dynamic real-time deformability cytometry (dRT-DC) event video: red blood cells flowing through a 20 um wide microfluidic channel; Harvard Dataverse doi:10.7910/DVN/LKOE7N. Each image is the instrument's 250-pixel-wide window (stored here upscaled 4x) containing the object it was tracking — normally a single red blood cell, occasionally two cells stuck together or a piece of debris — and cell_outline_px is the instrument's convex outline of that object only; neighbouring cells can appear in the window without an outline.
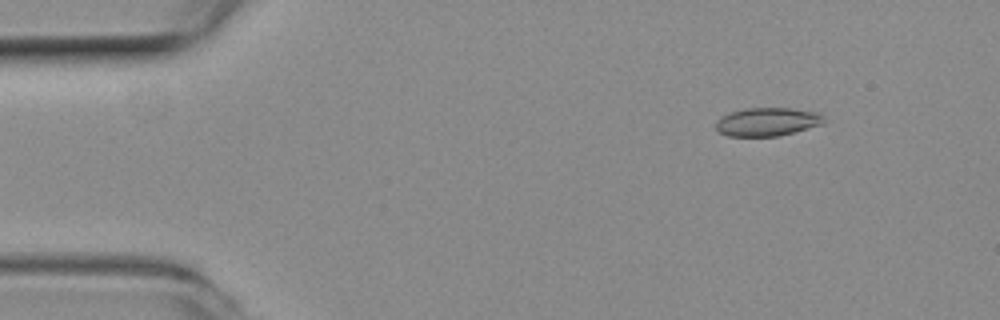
{"species": "common noctule bat (a hibernating species)", "species_latin": "Nyctalus noctula", "temperature_condition": "room temperature", "stored_images_in_passage": 52, "camera_frame_rate_fps": 3000, "um_per_image_px": 0.085, "animal": {"sex": "female", "body_mass_g": 19.3, "forearm_length_mm": 54.1}, "frame": {"image": 1, "passage_image": 6, "time_ms": 1.667, "image_size_px": [1000, 320], "cell_outline_px": [[828, 120], [824, 124], [780, 136], [728, 136], [720, 132], [716, 128], [716, 120], [720, 116], [744, 108], [792, 108], [820, 112]], "centroid_in_image_um": [65.28, 10.35], "position_along_channel_um": 19.7, "area_um2": 18.21}}
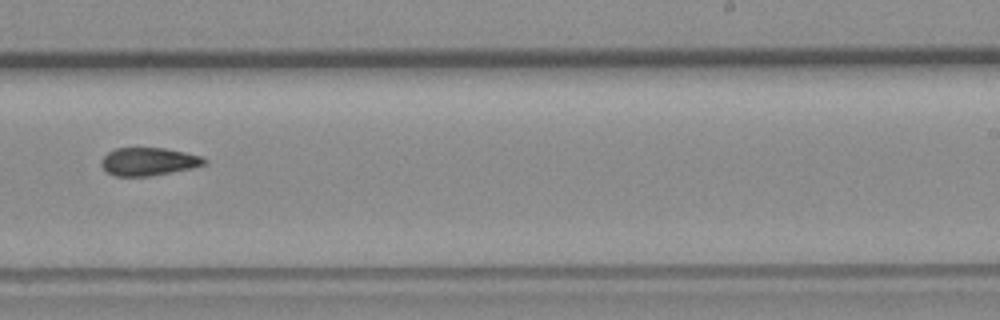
{"frame": {"image": 2, "passage_image": 32, "time_ms": 10.333, "image_size_px": [1000, 320], "cell_outline_px": [[208, 164], [192, 168], [152, 176], [116, 176], [108, 172], [100, 164], [100, 160], [108, 152], [116, 148], [164, 148], [184, 152], [200, 156], [208, 160]], "centroid_in_image_um": [12.64, 13.73], "position_along_channel_um": 276.4, "area_um2": 16.82}}
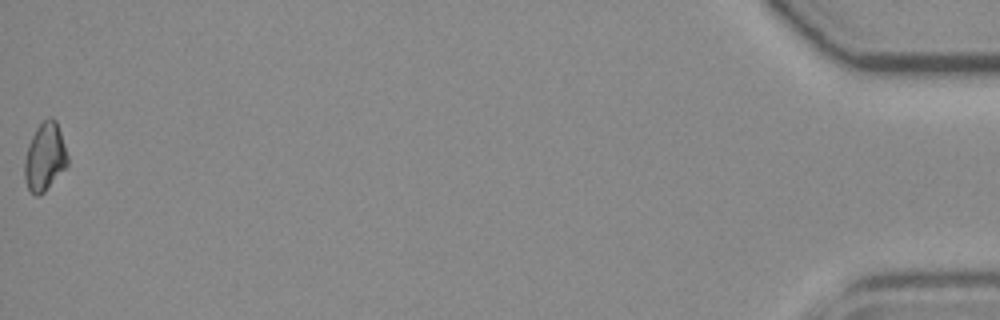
{"frame": {"image": 3, "passage_image": 52, "time_ms": 17.0, "image_size_px": [1000, 320], "cell_outline_px": [[68, 164], [44, 192], [40, 196], [36, 196], [28, 188], [24, 176], [24, 160], [28, 144], [36, 128], [48, 116], [52, 116], [56, 120], [68, 156]], "centroid_in_image_um": [3.8, 13.33], "position_along_channel_um": 431.4, "area_um2": 16.94}, "authors_computed_cell_mechanics": {"area_um2": 17.1377, "velocity_mm_per_s": 3.9287, "shape_relaxation_time_tau1_ms": null, "shape_relaxation_time_tau2_ms": 4.4977, "deformation_change_tau1": null, "deformation_change_tau2": 0.0799}}